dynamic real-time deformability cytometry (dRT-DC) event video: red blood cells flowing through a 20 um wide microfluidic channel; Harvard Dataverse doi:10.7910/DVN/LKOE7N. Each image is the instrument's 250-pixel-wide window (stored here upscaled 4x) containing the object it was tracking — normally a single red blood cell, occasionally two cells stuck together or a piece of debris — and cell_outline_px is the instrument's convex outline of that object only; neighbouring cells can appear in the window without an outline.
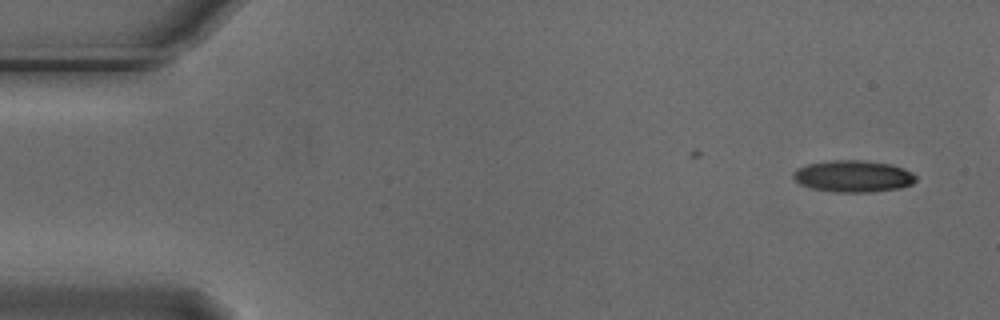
{"species": "Egyptian fruit bat (a non-hibernating species)", "species_latin": "Rousettus aegyptiacus", "temperature_condition": "cold", "stored_images_in_passage": 4, "camera_frame_rate_fps": 3000, "um_per_image_px": 0.085, "animal": {"sex": "male"}, "frame": {"image": 1, "passage_image": 1, "time_ms": 0.0, "image_size_px": [1000, 320], "cell_outline_px": [[916, 180], [912, 184], [900, 188], [872, 192], [836, 192], [812, 188], [800, 184], [792, 176], [792, 172], [796, 168], [808, 164], [828, 160], [864, 160], [892, 164], [904, 168], [912, 172], [916, 176]], "centroid_in_image_um": [72.53, 14.97], "position_along_channel_um": 12.5, "area_um2": 22.89}}
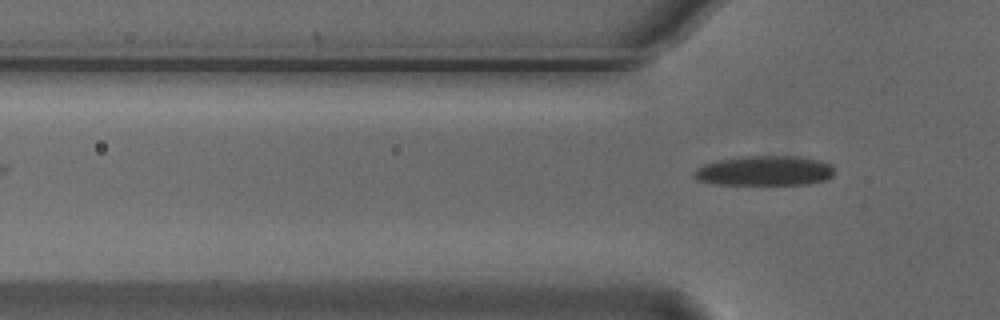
{"frame": {"image": 2, "passage_image": 4, "time_ms": 1.0, "image_size_px": [1000, 320], "cell_outline_px": [[832, 176], [824, 180], [808, 184], [712, 184], [696, 180], [692, 176], [692, 172], [696, 168], [704, 164], [716, 160], [740, 156], [800, 156], [820, 160], [832, 164]], "centroid_in_image_um": [64.93, 14.5], "position_along_channel_um": 60.9, "area_um2": 24.68}}